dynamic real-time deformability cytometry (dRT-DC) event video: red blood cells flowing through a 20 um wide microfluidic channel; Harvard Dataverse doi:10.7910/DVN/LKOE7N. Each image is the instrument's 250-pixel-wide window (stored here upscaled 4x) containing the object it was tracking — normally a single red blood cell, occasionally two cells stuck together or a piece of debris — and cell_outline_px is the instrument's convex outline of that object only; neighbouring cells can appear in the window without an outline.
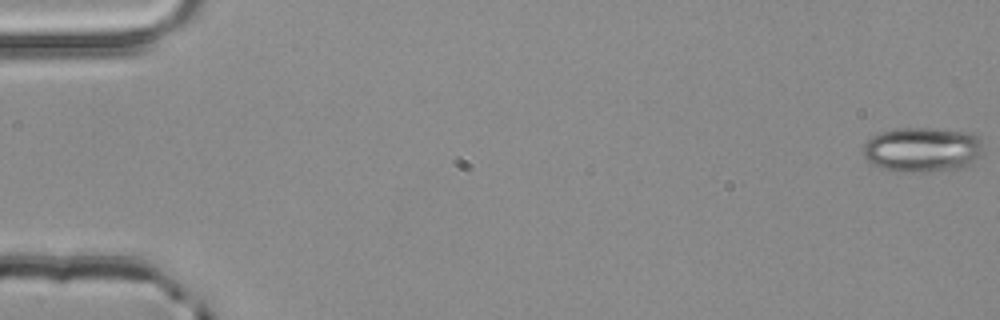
{"species": "common noctule bat (a hibernating species)", "species_latin": "Nyctalus noctula", "temperature_condition": "room temperature", "stored_images_in_passage": 4, "camera_frame_rate_fps": 3000, "um_per_image_px": 0.085, "animal": {"sex": "male", "body_mass_g": 20.4}, "frame": {"image": 1, "passage_image": 1, "time_ms": 0.0, "image_size_px": [1000, 320], "cell_outline_px": [[984, 152], [972, 164], [964, 168], [920, 172], [900, 172], [884, 168], [872, 164], [864, 156], [864, 144], [872, 136], [880, 132], [900, 128], [936, 128], [972, 132], [980, 136], [984, 144]], "centroid_in_image_um": [78.49, 12.71], "position_along_channel_um": 6.5, "area_um2": 31.96}}